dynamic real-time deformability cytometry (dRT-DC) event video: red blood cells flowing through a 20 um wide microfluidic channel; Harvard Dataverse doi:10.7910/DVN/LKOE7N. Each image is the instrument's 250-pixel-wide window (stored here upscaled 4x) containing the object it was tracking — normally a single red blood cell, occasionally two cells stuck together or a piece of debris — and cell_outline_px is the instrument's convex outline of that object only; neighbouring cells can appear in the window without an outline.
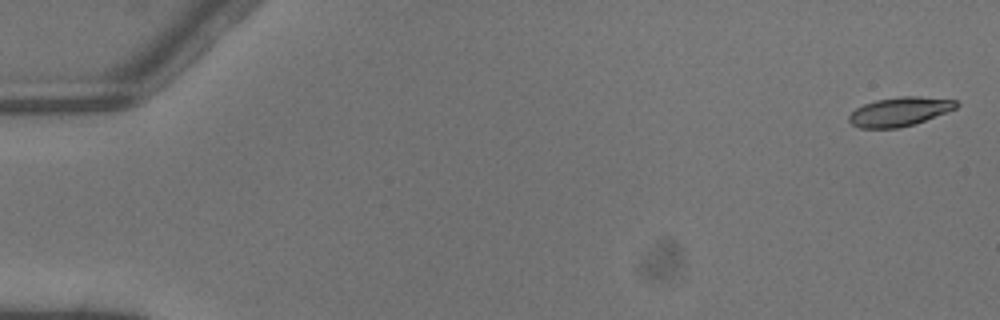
{"species": "common noctule bat (a hibernating species)", "species_latin": "Nyctalus noctula", "temperature_condition": "warm", "stored_images_in_passage": 4, "camera_frame_rate_fps": 3000, "um_per_image_px": 0.085, "animal": {"sex": "male", "body_mass_g": 13.3}, "frame": {"image": 1, "passage_image": 1, "time_ms": 0.0, "image_size_px": [1000, 320], "cell_outline_px": [[960, 104], [956, 108], [924, 120], [912, 124], [896, 128], [860, 128], [852, 124], [848, 120], [848, 116], [856, 108], [864, 104], [876, 100], [900, 96], [920, 96], [956, 100]], "centroid_in_image_um": [76.45, 9.47], "position_along_channel_um": 8.6, "area_um2": 17.92}}
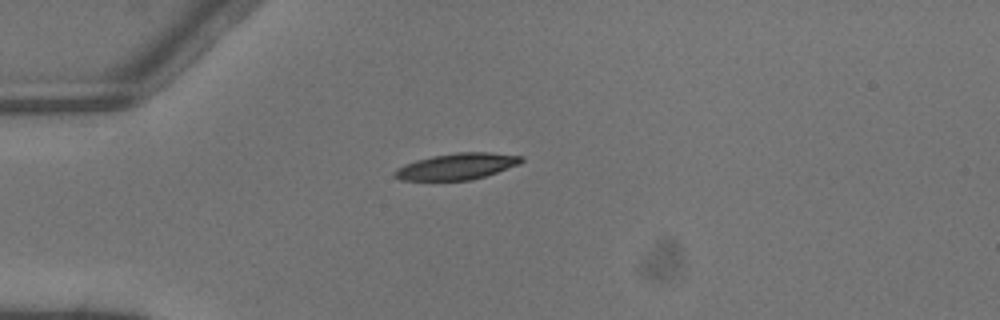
{"frame": {"image": 2, "passage_image": 4, "time_ms": 1.0, "image_size_px": [1000, 320], "cell_outline_px": [[524, 160], [520, 164], [472, 180], [400, 180], [392, 176], [392, 172], [396, 168], [404, 164], [416, 160], [432, 156], [456, 152], [488, 152], [524, 156]], "centroid_in_image_um": [38.8, 14.14], "position_along_channel_um": 46.2, "area_um2": 19.54}}